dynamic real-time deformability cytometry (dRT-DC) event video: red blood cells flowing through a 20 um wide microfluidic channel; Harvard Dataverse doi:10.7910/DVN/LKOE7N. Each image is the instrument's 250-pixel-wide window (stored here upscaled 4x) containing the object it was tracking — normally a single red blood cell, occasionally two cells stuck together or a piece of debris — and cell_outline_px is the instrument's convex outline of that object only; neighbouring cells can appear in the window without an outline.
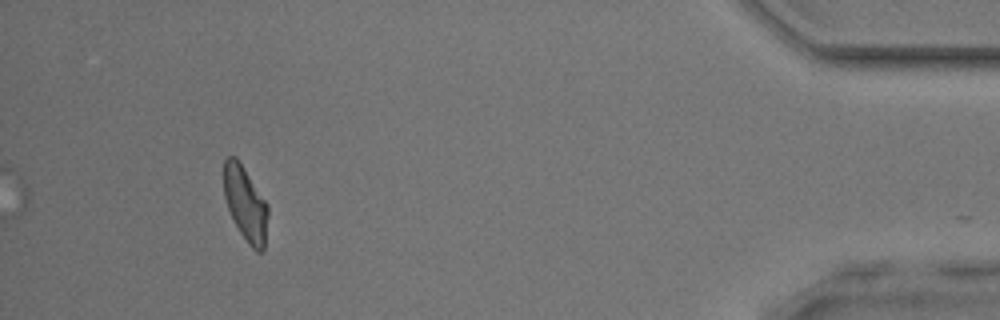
{"species": "common noctule bat (a hibernating species)", "species_latin": "Nyctalus noctula", "temperature_condition": "room temperature", "stored_images_in_passage": 29, "segment_of_instrument_passage": [2, 2], "camera_frame_rate_fps": 3000, "um_per_image_px": 0.085, "animal": {"sex": "male", "body_mass_g": 17.9, "forearm_length_mm": 54.2}, "frame": {"image": 1, "passage_image": 29, "time_ms": 9.333, "image_size_px": [1000, 320], "cell_outline_px": [[268, 216], [264, 252], [256, 252], [248, 244], [240, 232], [228, 208], [224, 196], [224, 160], [228, 156], [236, 156], [268, 204]], "centroid_in_image_um": [20.88, 17.33], "position_along_channel_um": 414.3, "area_um2": 19.13}}